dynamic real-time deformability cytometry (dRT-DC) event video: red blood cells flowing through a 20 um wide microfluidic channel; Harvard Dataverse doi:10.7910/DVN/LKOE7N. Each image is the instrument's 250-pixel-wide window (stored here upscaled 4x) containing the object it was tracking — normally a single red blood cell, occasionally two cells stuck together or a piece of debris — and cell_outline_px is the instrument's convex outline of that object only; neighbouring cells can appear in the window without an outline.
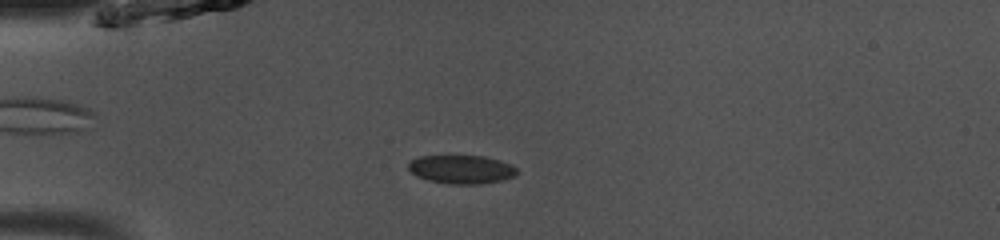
{"species": "common noctule bat (a hibernating species)", "species_latin": "Nyctalus noctula", "temperature_condition": "room temperature", "stored_images_in_passage": 44, "camera_frame_rate_fps": 3000, "um_per_image_px": 0.085, "animal": {"sex": "male", "body_mass_g": 13.0, "forearm_length_mm": 53.1}, "frame": {"image": 1, "passage_image": 8, "time_ms": 2.333, "image_size_px": [1000, 240], "cell_outline_px": [[520, 172], [512, 176], [500, 180], [480, 184], [452, 184], [428, 180], [416, 176], [408, 168], [408, 164], [412, 160], [420, 156], [484, 156], [500, 160], [512, 164]], "centroid_in_image_um": [39.24, 14.39], "position_along_channel_um": 45.8, "area_um2": 17.98}}
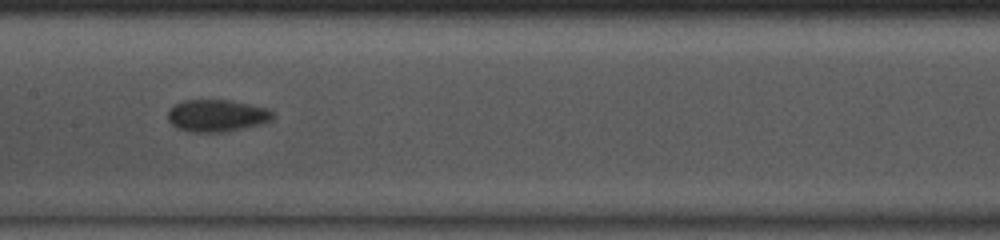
{"frame": {"image": 2, "passage_image": 20, "time_ms": 6.333, "image_size_px": [1000, 240], "cell_outline_px": [[276, 116], [272, 120], [260, 124], [244, 128], [224, 132], [192, 132], [176, 128], [168, 120], [168, 112], [176, 104], [184, 100], [228, 100], [268, 108]], "centroid_in_image_um": [18.45, 9.83], "position_along_channel_um": 189.0, "area_um2": 19.59}}
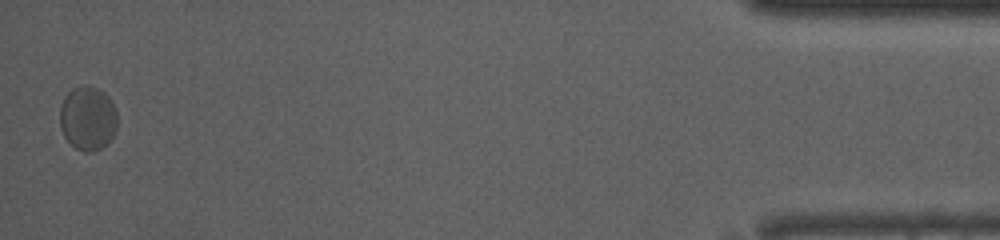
{"frame": {"image": 3, "passage_image": 44, "time_ms": 14.333, "image_size_px": [1000, 240], "cell_outline_px": [[116, 128], [112, 136], [100, 148], [92, 152], [84, 152], [76, 148], [64, 136], [60, 128], [60, 108], [68, 92], [72, 88], [84, 84], [96, 88], [104, 92], [108, 96], [116, 108]], "centroid_in_image_um": [7.45, 10.03], "position_along_channel_um": 427.8, "area_um2": 21.27}, "authors_computed_cell_mechanics": {"area_um2": 19.1896, "velocity_mm_per_s": 4.0165, "shape_relaxation_time_tau1_ms": 3.3676, "shape_relaxation_time_tau2_ms": null, "deformation_change_tau1": 0.0592, "deformation_change_tau2": null}}